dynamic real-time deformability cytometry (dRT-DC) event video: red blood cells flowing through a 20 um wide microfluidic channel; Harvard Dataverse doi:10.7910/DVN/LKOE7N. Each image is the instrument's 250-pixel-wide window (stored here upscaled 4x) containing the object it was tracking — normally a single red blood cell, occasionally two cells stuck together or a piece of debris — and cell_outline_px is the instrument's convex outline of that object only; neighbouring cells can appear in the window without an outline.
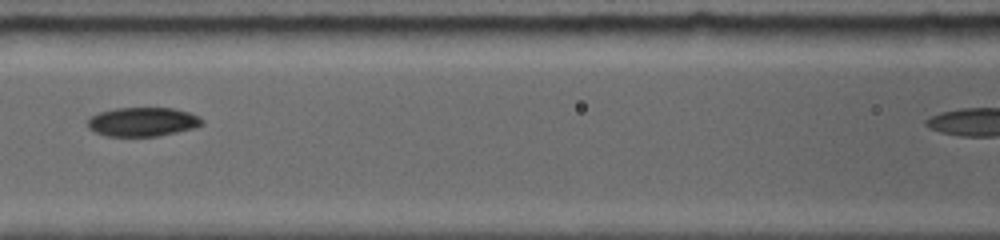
{"species": "common noctule bat (a hibernating species)", "species_latin": "Nyctalus noctula", "temperature_condition": "room temperature", "stored_images_in_passage": 22, "camera_frame_rate_fps": 5000, "um_per_image_px": 0.085, "animal": {"sex": "female", "body_mass_g": 19.0, "forearm_length_mm": 56.7}, "frame": {"image": 1, "passage_image": 7, "time_ms": 3.4, "image_size_px": [1000, 240], "cell_outline_px": [[204, 120], [200, 124], [192, 128], [156, 136], [108, 136], [96, 132], [88, 124], [88, 120], [92, 116], [100, 112], [116, 108], [172, 108], [188, 112]], "centroid_in_image_um": [12.11, 10.35], "position_along_channel_um": 154.5, "area_um2": 18.79}}